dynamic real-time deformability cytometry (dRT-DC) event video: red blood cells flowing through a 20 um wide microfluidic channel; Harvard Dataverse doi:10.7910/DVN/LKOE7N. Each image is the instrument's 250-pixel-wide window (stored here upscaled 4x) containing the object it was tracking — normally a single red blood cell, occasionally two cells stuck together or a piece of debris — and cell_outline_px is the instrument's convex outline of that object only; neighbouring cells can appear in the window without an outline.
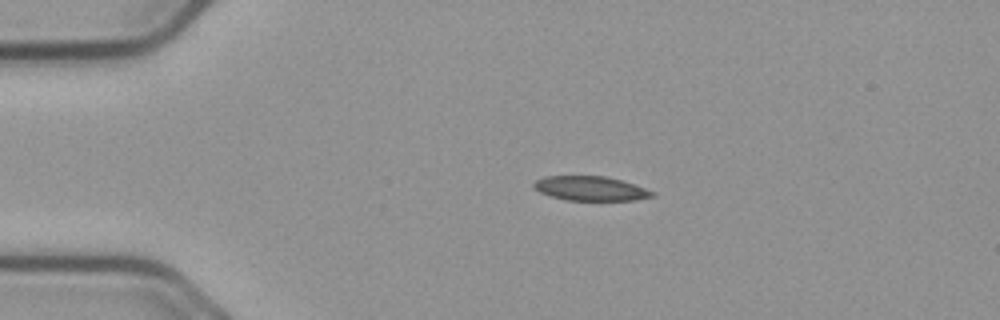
{"species": "common noctule bat (a hibernating species)", "species_latin": "Nyctalus noctula", "temperature_condition": "cold", "stored_images_in_passage": 45, "camera_frame_rate_fps": 3000, "um_per_image_px": 0.085, "animal": {"sex": "male", "body_mass_g": 23.1, "forearm_length_mm": 52.7}, "frame": {"image": 1, "passage_image": 1, "time_ms": 0.0, "image_size_px": [1000, 320], "cell_outline_px": [[656, 196], [636, 200], [568, 200], [552, 196], [540, 192], [532, 188], [532, 184], [536, 180], [544, 176], [604, 176], [620, 180], [656, 192]], "centroid_in_image_um": [50.18, 16.02], "position_along_channel_um": 34.8, "area_um2": 16.76}}
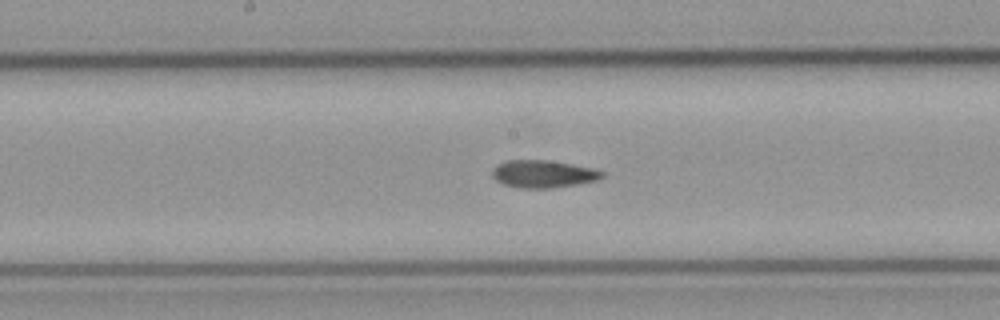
{"frame": {"image": 2, "passage_image": 18, "time_ms": 5.667, "image_size_px": [1000, 320], "cell_outline_px": [[604, 176], [596, 180], [576, 184], [552, 188], [520, 188], [504, 184], [496, 180], [492, 176], [492, 172], [500, 164], [508, 160], [544, 160], [592, 168], [604, 172]], "centroid_in_image_um": [46.17, 14.8], "position_along_channel_um": 202.0, "area_um2": 17.17}}
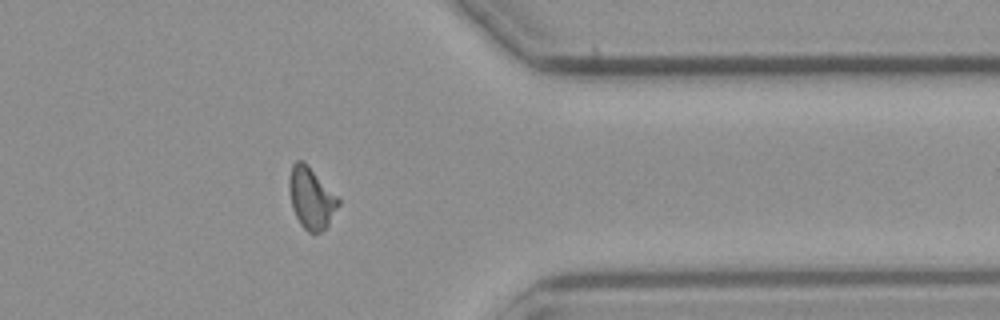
{"frame": {"image": 3, "passage_image": 34, "time_ms": 11.0, "image_size_px": [1000, 320], "cell_outline_px": [[340, 204], [328, 224], [320, 232], [308, 232], [300, 224], [292, 208], [288, 188], [288, 180], [292, 164], [296, 160], [304, 160], [308, 164], [340, 200]], "centroid_in_image_um": [26.42, 16.8], "position_along_channel_um": 385.0, "area_um2": 17.57}, "authors_computed_cell_mechanics": {"area_um2": 17.34, "velocity_mm_per_s": 3.6784, "shape_relaxation_time_tau1_ms": 9.9406, "shape_relaxation_time_tau2_ms": 4.5839, "deformation_change_tau1": 0.1787, "deformation_change_tau2": 0.1054}}